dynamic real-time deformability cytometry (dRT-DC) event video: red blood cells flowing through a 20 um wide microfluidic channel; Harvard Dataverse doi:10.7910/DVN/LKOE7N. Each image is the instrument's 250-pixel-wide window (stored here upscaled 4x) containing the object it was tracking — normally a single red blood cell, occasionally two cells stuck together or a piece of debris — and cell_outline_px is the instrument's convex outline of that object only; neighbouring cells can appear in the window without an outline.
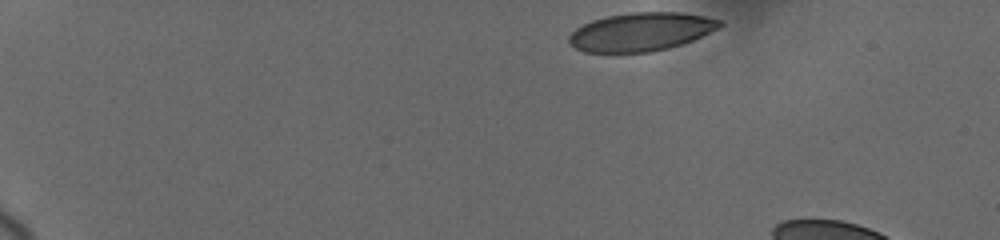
{"species": "human", "species_latin": "Homo sapiens", "temperature_condition": "cold", "stored_images_in_passage": 26, "camera_frame_rate_fps": 3000, "um_per_image_px": 0.085, "donor": {"sex": "female"}, "frame": {"image": 1, "passage_image": 1, "time_ms": 0.0, "image_size_px": [1000, 240], "cell_outline_px": [[724, 24], [720, 28], [692, 40], [668, 48], [652, 52], [584, 52], [568, 44], [568, 36], [576, 28], [592, 20], [608, 16], [632, 12], [680, 12], [704, 16], [720, 20]], "centroid_in_image_um": [54.48, 2.7], "position_along_channel_um": 30.5, "area_um2": 33.7}}
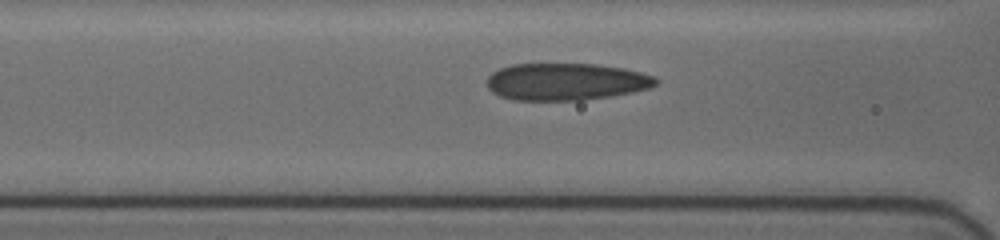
{"frame": {"image": 2, "passage_image": 17, "time_ms": 5.333, "image_size_px": [1000, 240], "cell_outline_px": [[660, 80], [656, 84], [648, 88], [632, 92], [612, 96], [584, 100], [512, 100], [500, 96], [492, 92], [488, 88], [488, 76], [492, 72], [500, 68], [512, 64], [596, 64], [624, 68], [656, 76]], "centroid_in_image_um": [48.12, 6.94], "position_along_channel_um": 118.5, "area_um2": 36.7}}
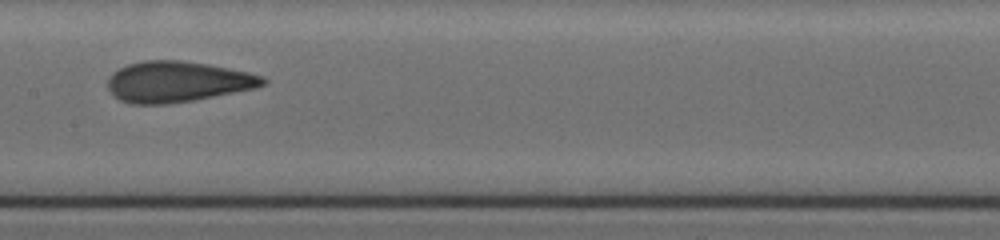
{"frame": {"image": 3, "passage_image": 25, "time_ms": 7.333, "image_size_px": [1000, 240], "cell_outline_px": [[268, 80], [264, 84], [256, 88], [192, 100], [168, 104], [132, 104], [120, 100], [108, 88], [108, 76], [120, 68], [128, 64], [144, 60], [180, 60], [208, 64], [248, 72], [264, 76]], "centroid_in_image_um": [15.09, 6.94], "position_along_channel_um": 192.3, "area_um2": 36.7}}